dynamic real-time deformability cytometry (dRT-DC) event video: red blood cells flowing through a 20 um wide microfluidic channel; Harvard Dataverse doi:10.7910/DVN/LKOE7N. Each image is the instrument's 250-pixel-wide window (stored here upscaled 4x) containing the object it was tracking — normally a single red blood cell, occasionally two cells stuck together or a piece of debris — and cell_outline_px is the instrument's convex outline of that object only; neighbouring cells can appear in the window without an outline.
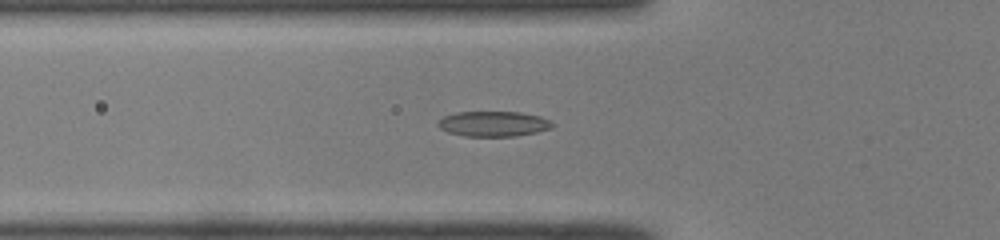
{"species": "common noctule bat (a hibernating species)", "species_latin": "Nyctalus noctula", "temperature_condition": "room temperature", "stored_images_in_passage": 48, "camera_frame_rate_fps": 3000, "um_per_image_px": 0.085, "animal": {"sex": "male", "body_mass_g": 19.0, "forearm_length_mm": 50.8}, "frame": {"image": 1, "passage_image": 16, "time_ms": 5.0, "image_size_px": [1000, 240], "cell_outline_px": [[556, 124], [552, 128], [536, 132], [516, 136], [464, 136], [448, 132], [440, 128], [436, 124], [444, 116], [456, 112], [520, 112], [540, 116], [552, 120]], "centroid_in_image_um": [41.98, 10.52], "position_along_channel_um": 83.8, "area_um2": 16.94}}
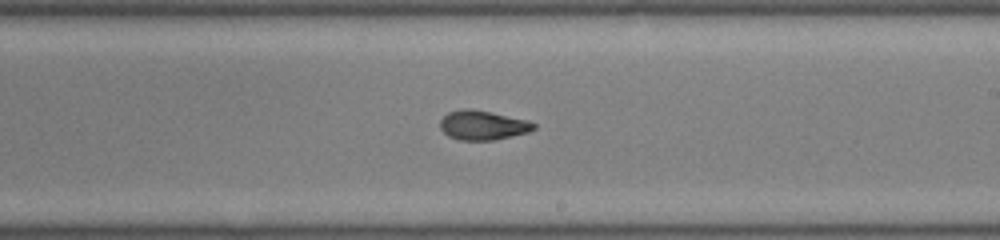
{"frame": {"image": 2, "passage_image": 28, "time_ms": 9.0, "image_size_px": [1000, 240], "cell_outline_px": [[536, 128], [528, 132], [496, 140], [460, 140], [448, 136], [440, 128], [440, 120], [448, 112], [464, 108], [472, 108], [492, 112], [528, 120], [536, 124]], "centroid_in_image_um": [41.04, 10.63], "position_along_channel_um": 248.0, "area_um2": 16.18}}
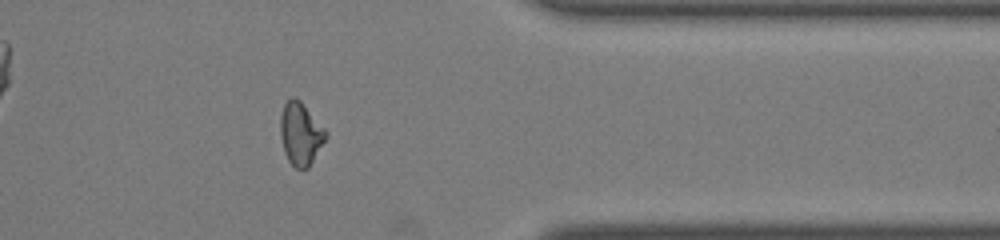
{"frame": {"image": 3, "passage_image": 39, "time_ms": 12.667, "image_size_px": [1000, 240], "cell_outline_px": [[328, 136], [308, 168], [296, 168], [288, 160], [284, 152], [280, 136], [280, 116], [284, 104], [292, 96], [296, 96], [300, 100], [328, 132]], "centroid_in_image_um": [25.55, 11.35], "position_along_channel_um": 385.9, "area_um2": 16.65}}